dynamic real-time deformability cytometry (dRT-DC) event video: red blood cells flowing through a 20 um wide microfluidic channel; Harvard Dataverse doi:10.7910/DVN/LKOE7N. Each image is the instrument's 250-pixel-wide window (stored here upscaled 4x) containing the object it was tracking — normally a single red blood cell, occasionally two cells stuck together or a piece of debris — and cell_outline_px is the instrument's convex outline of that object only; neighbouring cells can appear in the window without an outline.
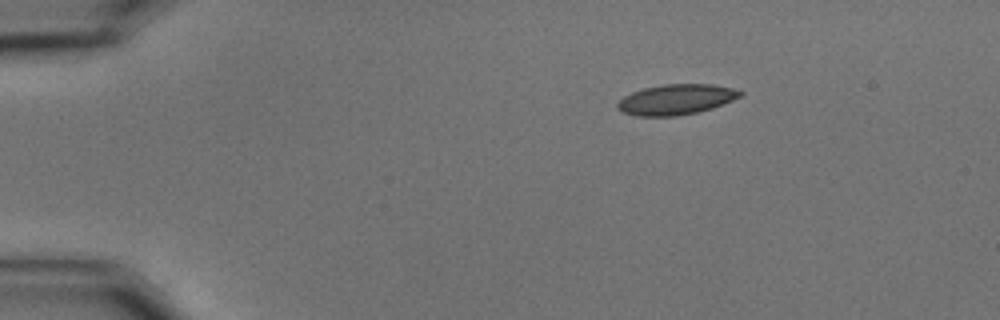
{"species": "common noctule bat (a hibernating species)", "species_latin": "Nyctalus noctula", "temperature_condition": "cold", "stored_images_in_passage": 49, "camera_frame_rate_fps": 3000, "um_per_image_px": 0.085, "animal": {"sex": "male", "body_mass_g": 15.6}, "frame": {"image": 1, "passage_image": 1, "time_ms": 0.0, "image_size_px": [1000, 320], "cell_outline_px": [[744, 92], [740, 96], [732, 100], [712, 108], [696, 112], [676, 116], [636, 116], [624, 112], [616, 108], [616, 104], [624, 96], [632, 92], [644, 88], [660, 84], [712, 84], [732, 88]], "centroid_in_image_um": [57.44, 8.45], "position_along_channel_um": 27.6, "area_um2": 21.62}}
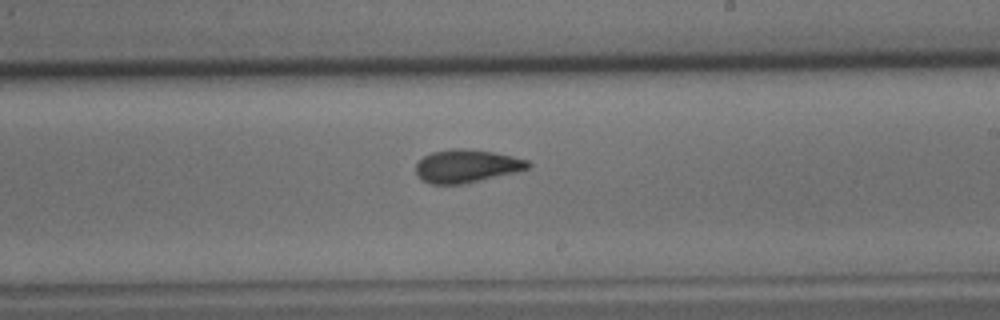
{"frame": {"image": 2, "passage_image": 26, "time_ms": 8.333, "image_size_px": [1000, 320], "cell_outline_px": [[532, 164], [528, 168], [516, 172], [464, 184], [428, 184], [416, 172], [416, 164], [424, 156], [432, 152], [452, 148], [464, 148], [492, 152], [512, 156], [528, 160]], "centroid_in_image_um": [39.67, 14.11], "position_along_channel_um": 249.3, "area_um2": 21.5}}
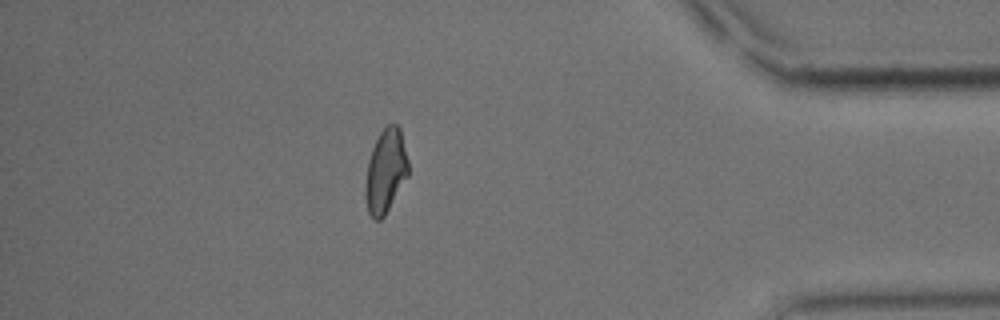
{"frame": {"image": 3, "passage_image": 42, "time_ms": 13.667, "image_size_px": [1000, 320], "cell_outline_px": [[408, 176], [384, 216], [380, 220], [376, 220], [368, 212], [364, 192], [364, 188], [368, 160], [372, 148], [380, 132], [388, 124], [396, 124], [400, 128], [408, 160]], "centroid_in_image_um": [32.77, 14.54], "position_along_channel_um": 402.4, "area_um2": 20.87}, "authors_computed_cell_mechanics": {"area_um2": 21.4438, "velocity_mm_per_s": 3.5059, "shape_relaxation_time_tau1_ms": 6.8496, "shape_relaxation_time_tau2_ms": 2.6316, "deformation_change_tau1": 0.1596, "deformation_change_tau2": 0.0731}}